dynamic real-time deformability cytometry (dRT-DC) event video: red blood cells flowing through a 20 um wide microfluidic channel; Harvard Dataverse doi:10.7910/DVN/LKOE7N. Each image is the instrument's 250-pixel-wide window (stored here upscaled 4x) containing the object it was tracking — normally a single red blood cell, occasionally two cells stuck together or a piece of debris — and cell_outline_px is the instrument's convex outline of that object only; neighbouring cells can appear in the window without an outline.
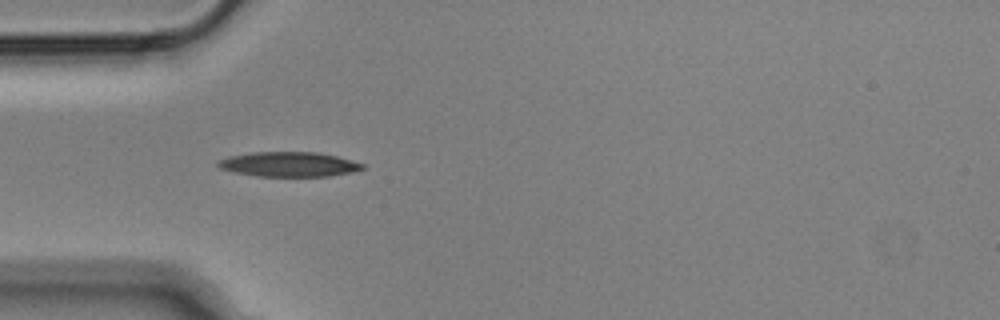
{"species": "Egyptian fruit bat (a non-hibernating species)", "species_latin": "Rousettus aegyptiacus", "temperature_condition": "cold", "stored_images_in_passage": 40, "camera_frame_rate_fps": 3000, "um_per_image_px": 0.085, "animal": {"sex": "male"}, "frame": {"image": 1, "passage_image": 1, "time_ms": 0.0, "image_size_px": [1000, 320], "cell_outline_px": [[364, 168], [352, 172], [328, 176], [256, 176], [236, 172], [220, 168], [216, 164], [220, 160], [228, 156], [252, 152], [316, 152], [336, 156], [364, 164]], "centroid_in_image_um": [24.54, 13.96], "position_along_channel_um": 60.5, "area_um2": 20.63}}
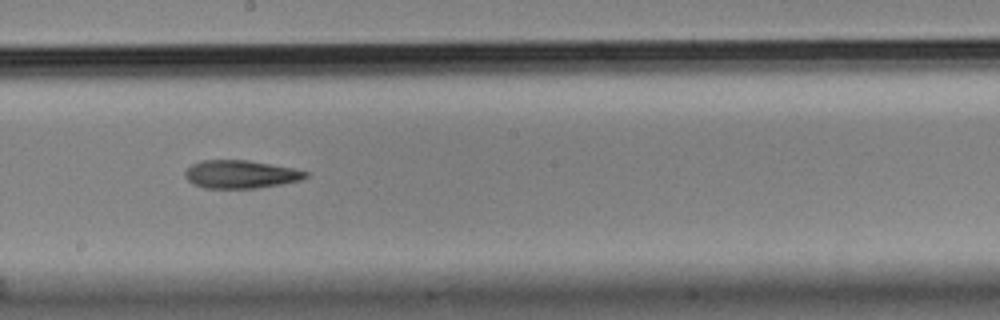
{"frame": {"image": 2, "passage_image": 15, "time_ms": 4.667, "image_size_px": [1000, 320], "cell_outline_px": [[308, 176], [300, 180], [280, 184], [256, 188], [204, 188], [192, 184], [184, 176], [184, 172], [192, 164], [200, 160], [248, 160], [292, 168], [308, 172]], "centroid_in_image_um": [20.41, 14.81], "position_along_channel_um": 227.8, "area_um2": 19.65}}
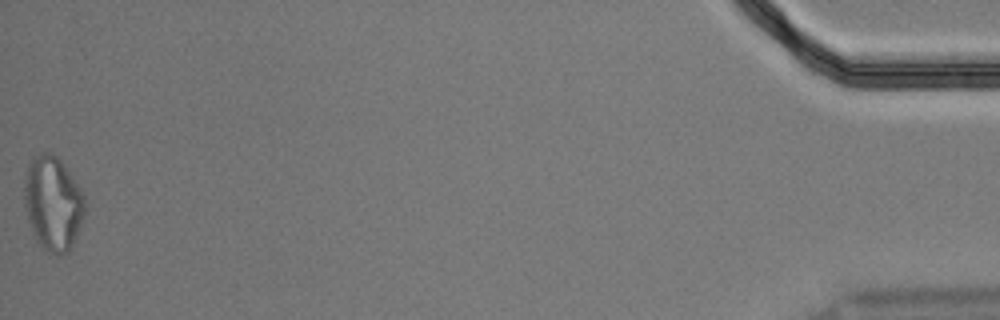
{"frame": {"image": 3, "passage_image": 40, "time_ms": 13.0, "image_size_px": [1000, 320], "cell_outline_px": [[84, 216], [72, 244], [68, 252], [56, 256], [44, 252], [40, 248], [28, 220], [24, 204], [24, 176], [28, 164], [32, 156], [44, 152], [48, 152], [56, 156], [60, 160], [80, 188], [84, 196]], "centroid_in_image_um": [4.46, 17.3], "position_along_channel_um": 430.7, "area_um2": 33.35}, "authors_computed_cell_mechanics": {"area_um2": 20.6346, "velocity_mm_per_s": 3.6086, "shape_relaxation_time_tau1_ms": null, "shape_relaxation_time_tau2_ms": 7.5216, "deformation_change_tau1": null, "deformation_change_tau2": 0.2072}}